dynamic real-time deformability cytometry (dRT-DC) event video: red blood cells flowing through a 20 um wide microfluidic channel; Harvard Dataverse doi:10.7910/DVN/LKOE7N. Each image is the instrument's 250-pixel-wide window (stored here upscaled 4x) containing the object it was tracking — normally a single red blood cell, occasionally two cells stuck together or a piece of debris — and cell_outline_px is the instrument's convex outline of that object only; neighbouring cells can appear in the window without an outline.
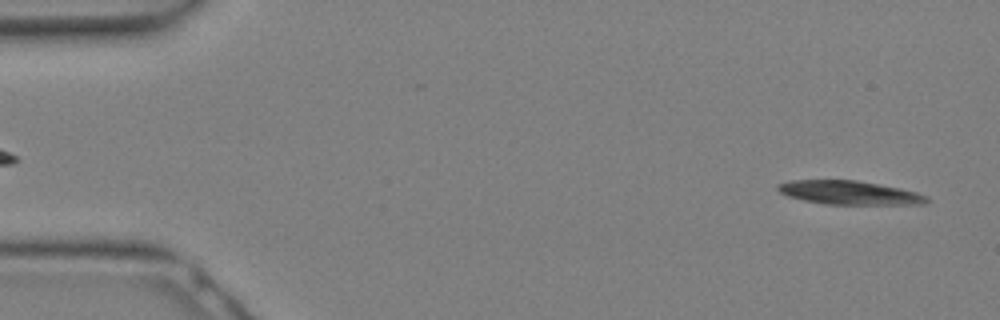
{"species": "Egyptian fruit bat (a non-hibernating species)", "species_latin": "Rousettus aegyptiacus", "temperature_condition": "warm", "stored_images_in_passage": 12, "camera_frame_rate_fps": 3000, "um_per_image_px": 0.085, "animal": {"sex": "female"}, "frame": {"image": 1, "passage_image": 1, "time_ms": 0.0, "image_size_px": [1000, 320], "cell_outline_px": [[928, 200], [924, 204], [824, 204], [804, 200], [788, 196], [780, 192], [776, 188], [776, 184], [788, 180], [856, 180], [900, 188], [916, 192], [928, 196]], "centroid_in_image_um": [72.15, 16.37], "position_along_channel_um": 12.8, "area_um2": 20.52}}
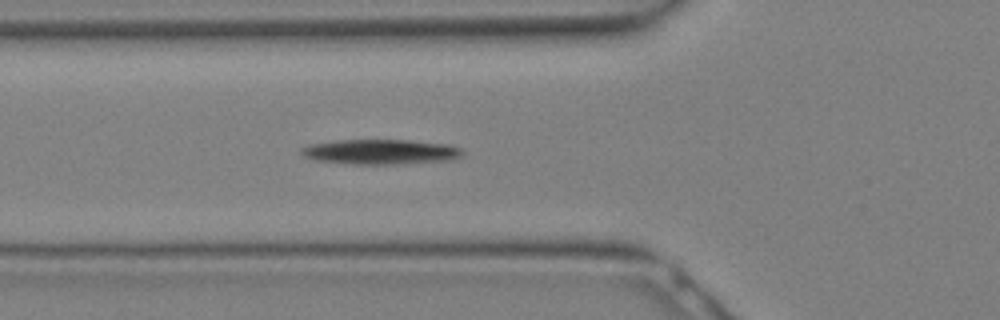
{"frame": {"image": 2, "passage_image": 10, "time_ms": 3.0, "image_size_px": [1000, 320], "cell_outline_px": [[464, 156], [452, 160], [400, 164], [352, 164], [312, 160], [304, 156], [300, 152], [300, 148], [308, 144], [336, 140], [408, 140], [448, 144], [464, 148]], "centroid_in_image_um": [32.38, 12.91], "position_along_channel_um": 93.4, "area_um2": 23.93}}
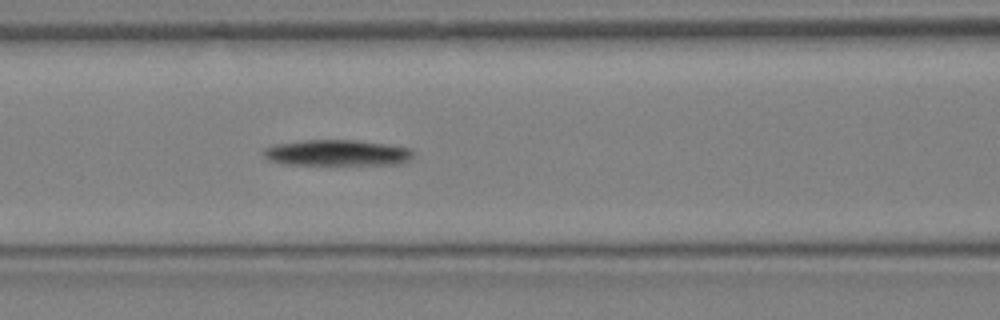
{"frame": {"image": 3, "passage_image": 12, "time_ms": 3.667, "image_size_px": [1000, 320], "cell_outline_px": [[412, 160], [400, 164], [284, 164], [268, 160], [264, 156], [264, 148], [276, 144], [304, 140], [352, 140], [388, 144], [412, 148]], "centroid_in_image_um": [28.68, 12.99], "position_along_channel_um": 137.9, "area_um2": 22.6}}